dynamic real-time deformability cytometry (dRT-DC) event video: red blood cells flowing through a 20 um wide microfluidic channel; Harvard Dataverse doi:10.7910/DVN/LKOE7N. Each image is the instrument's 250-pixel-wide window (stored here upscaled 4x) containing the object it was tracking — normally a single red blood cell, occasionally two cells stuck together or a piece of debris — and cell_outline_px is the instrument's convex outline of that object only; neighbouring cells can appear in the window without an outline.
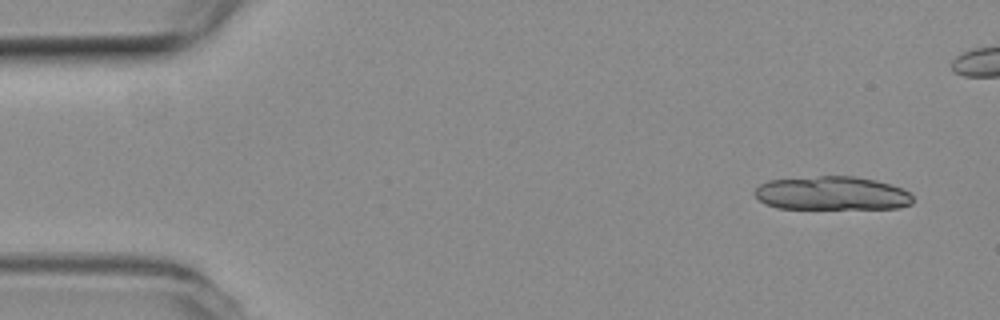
{"species": "common noctule bat (a hibernating species)", "species_latin": "Nyctalus noctula", "temperature_condition": "room temperature", "stored_images_in_passage": 6, "camera_frame_rate_fps": 3000, "um_per_image_px": 0.085, "animal": {"sex": "female", "body_mass_g": 19.3, "forearm_length_mm": 54.1}, "frame": {"image": 1, "passage_image": 1, "time_ms": 0.0, "image_size_px": [1000, 320], "cell_outline_px": [[912, 204], [900, 208], [776, 208], [764, 204], [752, 192], [760, 184], [768, 180], [820, 176], [856, 176], [876, 180], [892, 184], [908, 192], [912, 196]], "centroid_in_image_um": [70.7, 16.43], "position_along_channel_um": 14.3, "area_um2": 31.1}}
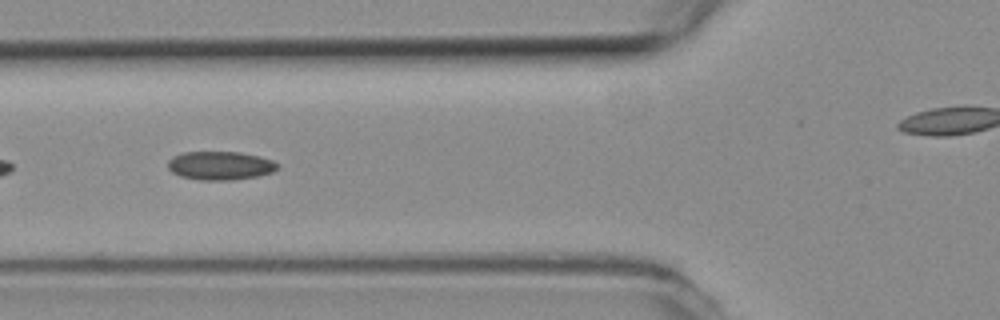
{"frame": {"image": 2, "passage_image": 6, "time_ms": 1.667, "image_size_px": [1000, 320], "cell_outline_px": [[280, 168], [272, 172], [260, 176], [232, 180], [200, 180], [180, 176], [172, 172], [168, 168], [168, 160], [172, 156], [184, 152], [240, 152], [260, 156], [272, 160], [280, 164]], "centroid_in_image_um": [18.75, 14.08], "position_along_channel_um": 107.1, "area_um2": 18.5}}